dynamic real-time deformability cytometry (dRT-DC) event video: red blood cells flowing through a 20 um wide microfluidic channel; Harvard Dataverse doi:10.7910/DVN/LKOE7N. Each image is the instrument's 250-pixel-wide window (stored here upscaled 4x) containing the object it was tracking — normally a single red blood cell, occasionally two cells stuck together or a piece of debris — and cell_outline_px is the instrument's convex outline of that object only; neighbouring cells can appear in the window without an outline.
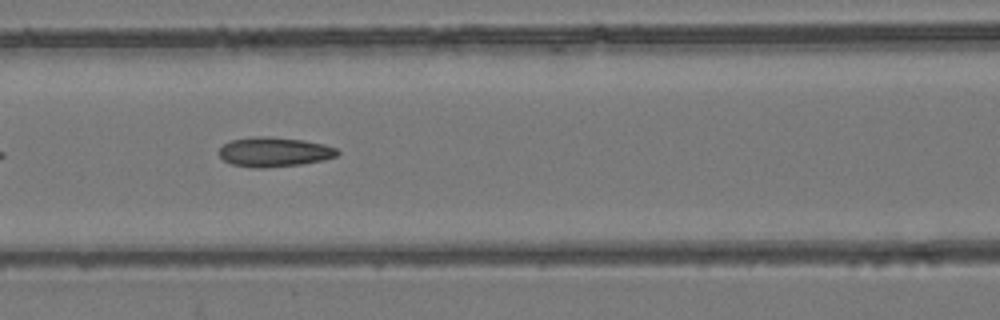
{"species": "common noctule bat (a hibernating species)", "species_latin": "Nyctalus noctula", "temperature_condition": "room temperature", "stored_images_in_passage": 8, "camera_frame_rate_fps": 3000, "um_per_image_px": 0.085, "animal": {"sex": "female", "body_mass_g": 24.6, "forearm_length_mm": 56.2}, "frame": {"image": 1, "passage_image": 6, "time_ms": 5.667, "image_size_px": [1000, 320], "cell_outline_px": [[340, 152], [336, 156], [324, 160], [300, 164], [264, 168], [256, 168], [232, 164], [224, 160], [220, 156], [220, 148], [224, 144], [232, 140], [252, 136], [268, 136], [304, 140], [324, 144], [336, 148]], "centroid_in_image_um": [23.32, 12.91], "position_along_channel_um": 143.3, "area_um2": 20.35}}
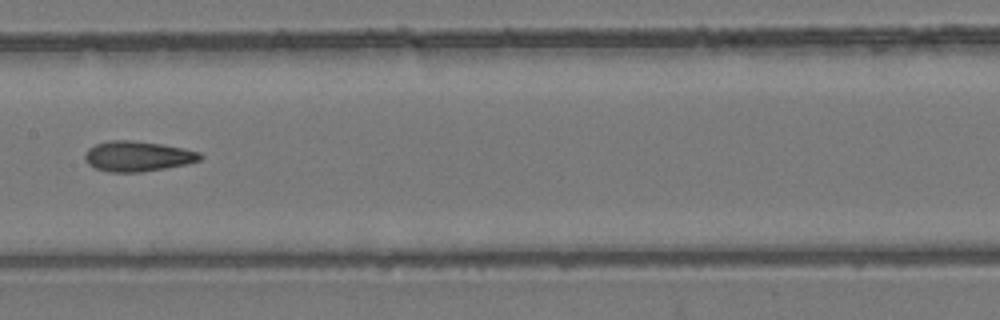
{"frame": {"image": 2, "passage_image": 7, "time_ms": 7.0, "image_size_px": [1000, 320], "cell_outline_px": [[204, 156], [200, 160], [188, 164], [140, 172], [108, 172], [96, 168], [88, 164], [84, 156], [88, 148], [96, 144], [108, 140], [128, 140], [160, 144], [200, 152]], "centroid_in_image_um": [11.69, 13.28], "position_along_channel_um": 195.7, "area_um2": 20.17}}
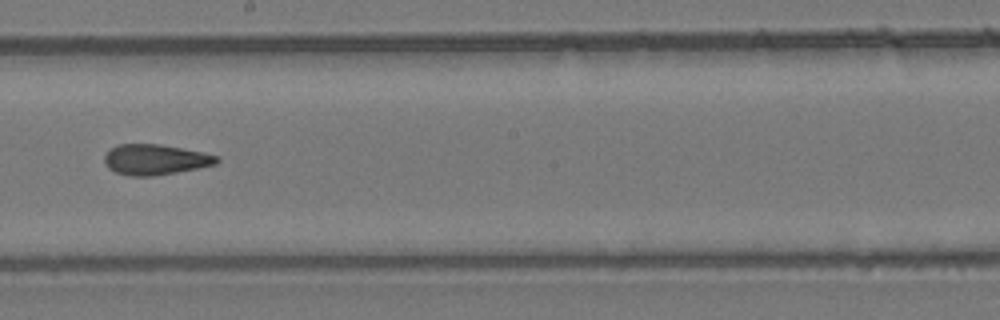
{"frame": {"image": 3, "passage_image": 8, "time_ms": 8.0, "image_size_px": [1000, 320], "cell_outline_px": [[220, 160], [216, 164], [176, 172], [152, 176], [128, 176], [116, 172], [108, 168], [104, 160], [104, 156], [112, 148], [120, 144], [160, 144], [204, 152], [220, 156]], "centroid_in_image_um": [13.22, 13.56], "position_along_channel_um": 235.0, "area_um2": 19.88}}